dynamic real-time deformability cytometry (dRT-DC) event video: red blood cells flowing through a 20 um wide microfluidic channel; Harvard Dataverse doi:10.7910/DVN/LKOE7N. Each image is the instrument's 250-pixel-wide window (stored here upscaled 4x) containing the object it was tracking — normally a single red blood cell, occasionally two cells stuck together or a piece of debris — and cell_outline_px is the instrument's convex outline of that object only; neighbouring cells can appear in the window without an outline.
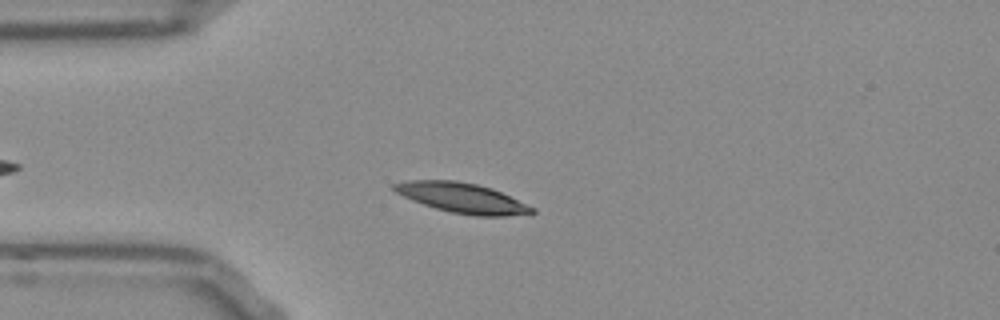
{"species": "Egyptian fruit bat (a non-hibernating species)", "species_latin": "Rousettus aegyptiacus", "temperature_condition": "room temperature", "stored_images_in_passage": 45, "camera_frame_rate_fps": 3000, "um_per_image_px": 0.085, "frame": {"image": 1, "passage_image": 9, "time_ms": 2.667, "image_size_px": [1000, 320], "cell_outline_px": [[536, 212], [508, 216], [472, 216], [452, 212], [436, 208], [412, 200], [396, 192], [392, 188], [392, 184], [408, 180], [456, 180], [476, 184], [492, 188], [536, 208]], "centroid_in_image_um": [39.3, 16.82], "position_along_channel_um": 45.7, "area_um2": 23.99}}
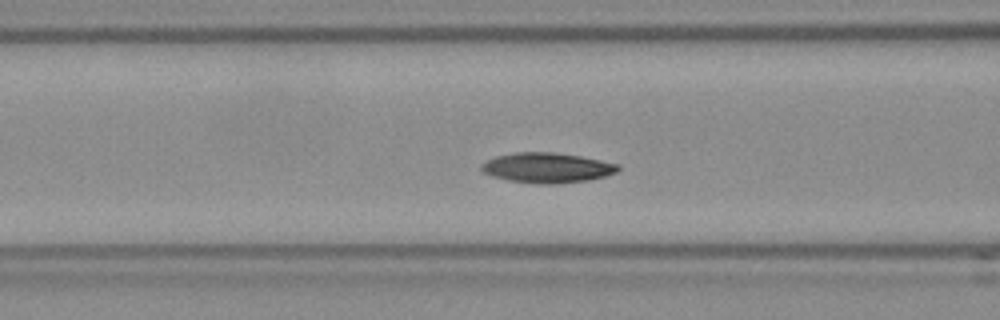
{"frame": {"image": 2, "passage_image": 16, "time_ms": 5.0, "image_size_px": [1000, 320], "cell_outline_px": [[620, 168], [616, 172], [604, 176], [588, 180], [556, 184], [536, 184], [508, 180], [492, 176], [480, 172], [480, 164], [496, 156], [516, 152], [552, 152], [580, 156], [620, 164]], "centroid_in_image_um": [46.47, 14.26], "position_along_channel_um": 120.1, "area_um2": 24.04}}
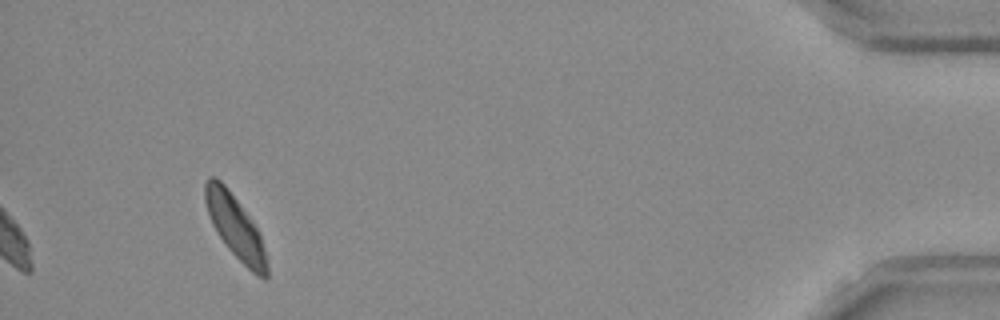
{"frame": {"image": 3, "passage_image": 45, "time_ms": 14.667, "image_size_px": [1000, 320], "cell_outline_px": [[268, 276], [264, 280], [252, 272], [228, 248], [212, 224], [204, 200], [204, 184], [208, 176], [216, 176], [224, 184], [252, 220], [260, 236], [264, 248], [268, 264]], "centroid_in_image_um": [19.99, 19.27], "position_along_channel_um": 415.2, "area_um2": 22.37}, "authors_computed_cell_mechanics": {"area_um2": 23.0622, "velocity_mm_per_s": 3.8051, "shape_relaxation_time_tau1_ms": 2.5339, "shape_relaxation_time_tau2_ms": 6.7443, "deformation_change_tau1": 0.0935, "deformation_change_tau2": 0.1076}}